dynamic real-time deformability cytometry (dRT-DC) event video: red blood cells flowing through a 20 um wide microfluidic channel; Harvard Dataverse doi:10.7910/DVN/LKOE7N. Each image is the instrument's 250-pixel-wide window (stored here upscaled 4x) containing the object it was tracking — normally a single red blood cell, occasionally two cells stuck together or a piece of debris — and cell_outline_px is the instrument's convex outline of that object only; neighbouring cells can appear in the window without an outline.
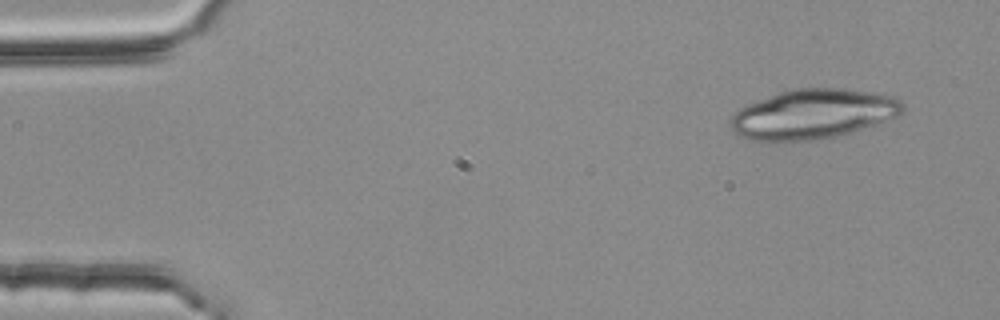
{"species": "common noctule bat (a hibernating species)", "species_latin": "Nyctalus noctula", "temperature_condition": "room temperature", "stored_images_in_passage": 3, "camera_frame_rate_fps": 3000, "um_per_image_px": 0.085, "animal": {"sex": "female", "body_mass_g": 25.1}, "frame": {"image": 1, "passage_image": 1, "time_ms": 0.0, "image_size_px": [1000, 320], "cell_outline_px": [[904, 112], [900, 116], [872, 128], [840, 136], [812, 140], [748, 140], [732, 132], [728, 124], [728, 120], [740, 108], [748, 104], [780, 92], [792, 88], [844, 88], [872, 92], [888, 96], [900, 100], [904, 104]], "centroid_in_image_um": [69.16, 9.71], "position_along_channel_um": 15.8, "area_um2": 50.52}}